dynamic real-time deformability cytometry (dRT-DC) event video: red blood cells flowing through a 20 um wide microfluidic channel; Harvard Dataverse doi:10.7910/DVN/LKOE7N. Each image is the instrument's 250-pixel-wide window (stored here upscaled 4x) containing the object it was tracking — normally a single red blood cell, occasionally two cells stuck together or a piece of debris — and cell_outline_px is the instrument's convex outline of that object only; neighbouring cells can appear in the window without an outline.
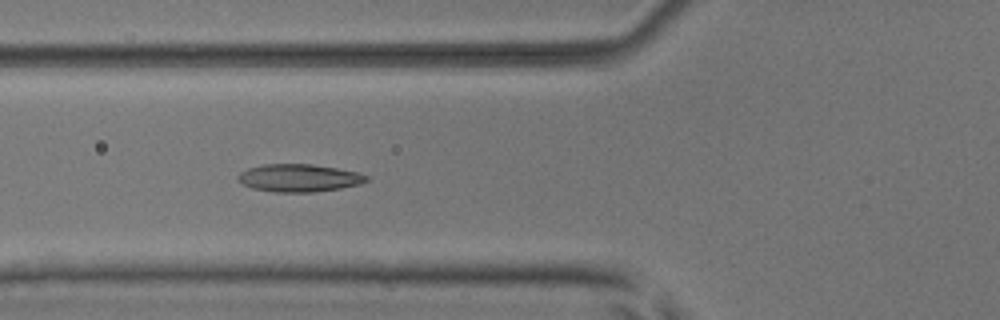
{"species": "common noctule bat (a hibernating species)", "species_latin": "Nyctalus noctula", "temperature_condition": "room temperature", "stored_images_in_passage": 8, "camera_frame_rate_fps": 3000, "um_per_image_px": 0.085, "animal": {"sex": "male", "body_mass_g": 17.9, "forearm_length_mm": 54.2}, "frame": {"image": 1, "passage_image": 6, "time_ms": 1.667, "image_size_px": [1000, 320], "cell_outline_px": [[368, 180], [360, 184], [340, 188], [312, 192], [276, 192], [252, 188], [236, 180], [236, 176], [240, 172], [248, 168], [264, 164], [312, 164], [360, 172], [368, 176]], "centroid_in_image_um": [25.4, 15.12], "position_along_channel_um": 100.4, "area_um2": 20.75}}
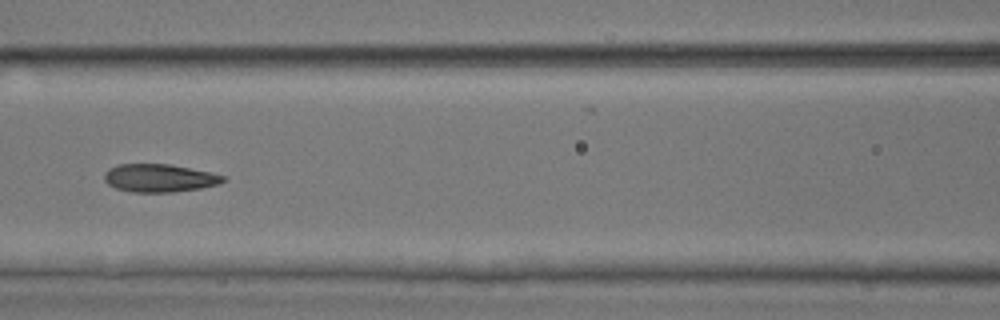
{"frame": {"image": 2, "passage_image": 7, "time_ms": 2.0, "image_size_px": [1000, 320], "cell_outline_px": [[224, 180], [216, 184], [200, 188], [172, 192], [132, 192], [116, 188], [108, 184], [104, 180], [104, 172], [108, 168], [116, 164], [168, 164], [212, 172], [224, 176]], "centroid_in_image_um": [13.49, 15.12], "position_along_channel_um": 153.1, "area_um2": 19.31}}
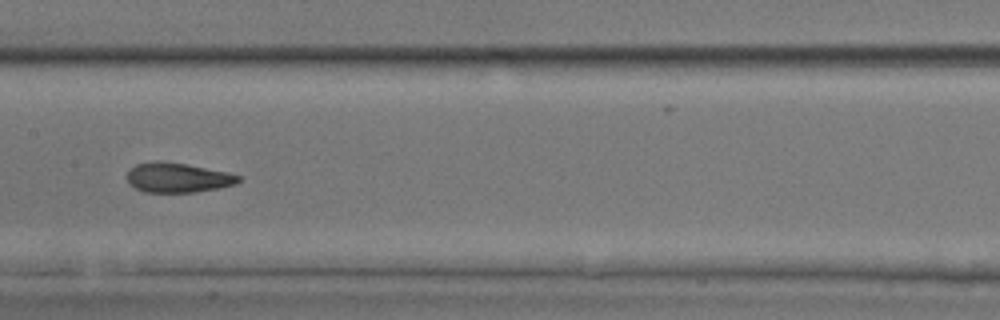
{"frame": {"image": 3, "passage_image": 8, "time_ms": 2.333, "image_size_px": [1000, 320], "cell_outline_px": [[240, 180], [236, 184], [220, 188], [196, 192], [144, 192], [128, 184], [128, 172], [136, 164], [160, 160], [188, 164], [224, 172], [240, 176]], "centroid_in_image_um": [15.1, 15.1], "position_along_channel_um": 192.3, "area_um2": 19.19}}